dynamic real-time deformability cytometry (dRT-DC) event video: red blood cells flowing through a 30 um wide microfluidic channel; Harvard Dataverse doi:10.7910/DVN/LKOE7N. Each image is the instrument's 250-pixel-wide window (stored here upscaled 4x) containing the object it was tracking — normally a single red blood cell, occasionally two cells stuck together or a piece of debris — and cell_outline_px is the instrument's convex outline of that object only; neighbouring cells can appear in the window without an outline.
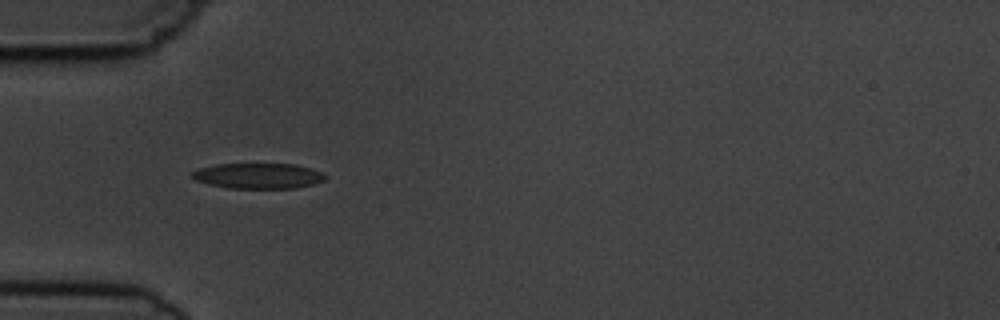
{"species": "common noctule bat (a hibernating species)", "species_latin": "Nyctalus noctula", "temperature_condition": "cold", "stored_images_in_passage": 5, "camera_frame_rate_fps": 3000, "um_per_image_px": 0.085, "animal": {"sex": "male", "body_mass_g": 19.5, "forearm_length_mm": 54.6}, "frame": {"image": 1, "passage_image": 4, "time_ms": 3.667, "image_size_px": [1000, 320], "cell_outline_px": [[328, 176], [324, 180], [312, 184], [296, 188], [228, 188], [208, 184], [196, 180], [188, 176], [188, 172], [200, 168], [216, 164], [296, 164], [324, 172]], "centroid_in_image_um": [21.92, 14.94], "position_along_channel_um": 63.1, "area_um2": 20.0}}
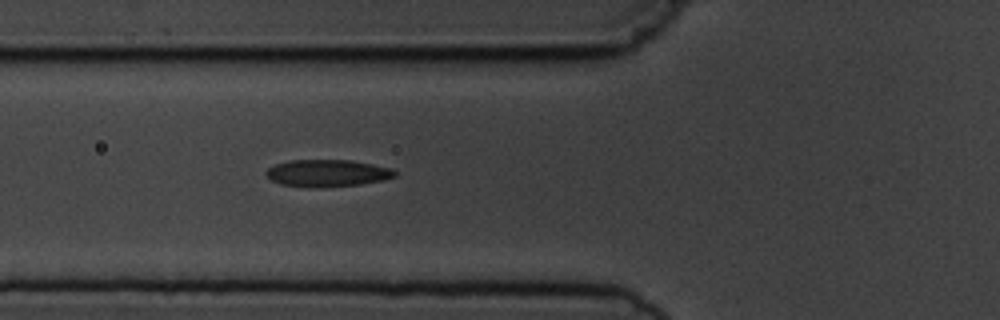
{"frame": {"image": 2, "passage_image": 5, "time_ms": 4.667, "image_size_px": [1000, 320], "cell_outline_px": [[396, 176], [384, 180], [360, 184], [320, 188], [312, 188], [280, 184], [272, 180], [264, 172], [268, 168], [276, 164], [288, 160], [352, 160], [392, 168], [396, 172]], "centroid_in_image_um": [27.83, 14.72], "position_along_channel_um": 98.0, "area_um2": 20.46}}